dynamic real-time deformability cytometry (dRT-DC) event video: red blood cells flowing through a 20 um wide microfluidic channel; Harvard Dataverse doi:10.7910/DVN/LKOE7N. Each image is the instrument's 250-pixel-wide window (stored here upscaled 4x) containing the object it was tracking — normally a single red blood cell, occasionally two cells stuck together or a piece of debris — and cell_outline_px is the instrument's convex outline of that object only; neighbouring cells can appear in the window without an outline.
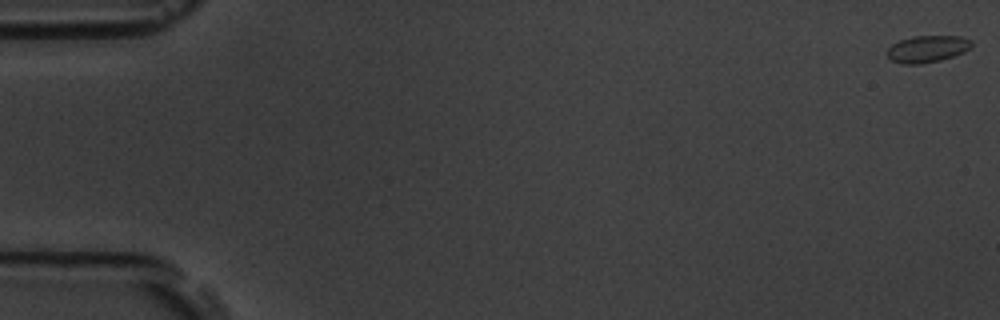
{"species": "common noctule bat (a hibernating species)", "species_latin": "Nyctalus noctula", "temperature_condition": "room temperature", "stored_images_in_passage": 58, "camera_frame_rate_fps": 3000, "um_per_image_px": 0.085, "animal": {"sex": "male", "body_mass_g": 19.5, "forearm_length_mm": 54.6}, "frame": {"image": 1, "passage_image": 1, "time_ms": 0.0, "image_size_px": [1000, 320], "cell_outline_px": [[972, 48], [964, 52], [940, 60], [920, 64], [900, 64], [892, 60], [888, 56], [888, 48], [892, 44], [900, 40], [912, 36], [960, 36], [972, 40]], "centroid_in_image_um": [78.84, 4.15], "position_along_channel_um": 6.2, "area_um2": 13.24}}
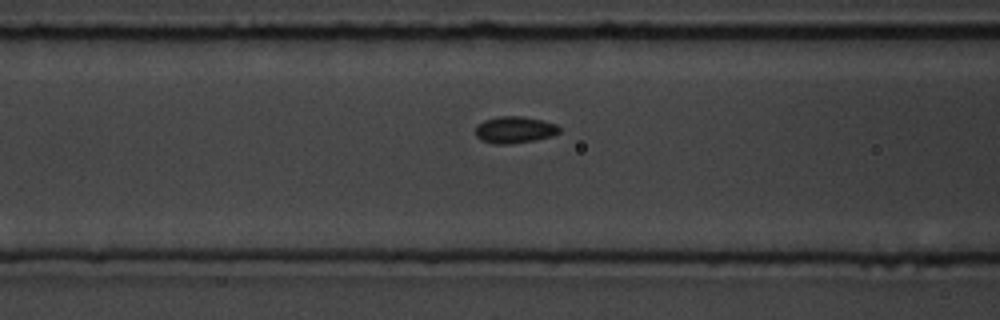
{"frame": {"image": 2, "passage_image": 24, "time_ms": 7.667, "image_size_px": [1000, 320], "cell_outline_px": [[560, 132], [552, 136], [536, 140], [508, 144], [496, 144], [480, 140], [476, 136], [476, 128], [484, 120], [496, 116], [524, 116], [544, 120], [556, 124], [560, 128]], "centroid_in_image_um": [43.77, 11.02], "position_along_channel_um": 122.8, "area_um2": 13.18}}
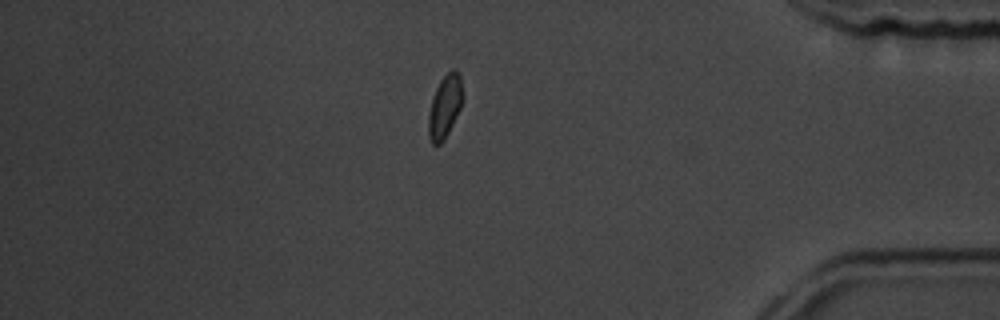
{"frame": {"image": 3, "passage_image": 50, "time_ms": 16.333, "image_size_px": [1000, 320], "cell_outline_px": [[460, 108], [444, 140], [440, 144], [432, 144], [428, 136], [428, 116], [432, 96], [440, 80], [452, 68], [456, 68], [460, 76]], "centroid_in_image_um": [37.75, 9.07], "position_along_channel_um": 397.4, "area_um2": 12.2}, "authors_computed_cell_mechanics": {"area_um2": 12.5715, "velocity_mm_per_s": 3.5593, "shape_relaxation_time_tau1_ms": 1.136, "shape_relaxation_time_tau2_ms": null, "deformation_change_tau1": 0.046, "deformation_change_tau2": null}}